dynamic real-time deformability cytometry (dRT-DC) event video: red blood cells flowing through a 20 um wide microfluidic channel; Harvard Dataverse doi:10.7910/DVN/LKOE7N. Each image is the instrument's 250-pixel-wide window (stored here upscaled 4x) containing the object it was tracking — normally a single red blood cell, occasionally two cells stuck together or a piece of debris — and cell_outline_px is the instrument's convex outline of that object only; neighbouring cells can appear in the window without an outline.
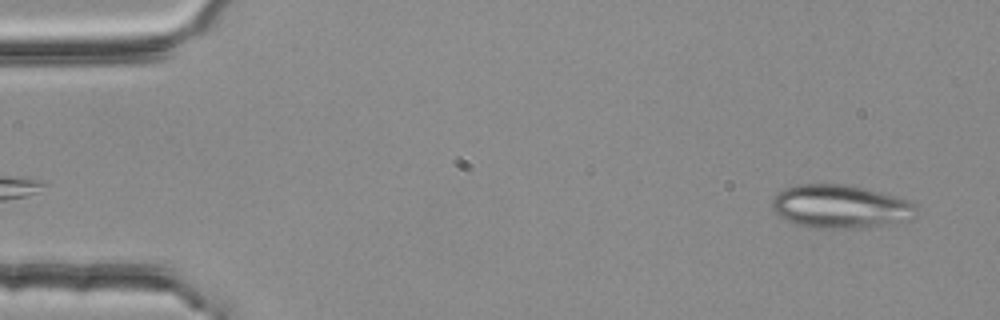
{"species": "common noctule bat (a hibernating species)", "species_latin": "Nyctalus noctula", "temperature_condition": "room temperature", "stored_images_in_passage": 2, "camera_frame_rate_fps": 3000, "um_per_image_px": 0.085, "animal": {"sex": "female", "body_mass_g": 25.1}, "frame": {"image": 1, "passage_image": 2, "time_ms": 0.333, "image_size_px": [1000, 320], "cell_outline_px": [[916, 216], [908, 220], [884, 224], [836, 228], [820, 228], [800, 224], [788, 220], [780, 216], [772, 208], [772, 200], [784, 188], [796, 184], [844, 184], [896, 196], [912, 200], [916, 204]], "centroid_in_image_um": [71.45, 17.53], "position_along_channel_um": 13.5, "area_um2": 35.72}}